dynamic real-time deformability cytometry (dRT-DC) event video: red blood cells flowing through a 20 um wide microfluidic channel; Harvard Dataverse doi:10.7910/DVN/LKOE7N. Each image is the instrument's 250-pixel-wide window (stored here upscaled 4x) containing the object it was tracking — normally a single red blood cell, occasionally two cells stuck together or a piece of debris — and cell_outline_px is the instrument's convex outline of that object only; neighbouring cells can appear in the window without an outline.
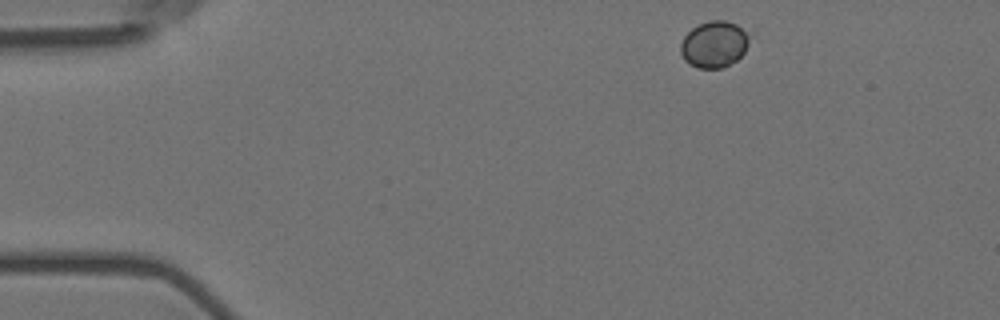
{"species": "Egyptian fruit bat (a non-hibernating species)", "species_latin": "Rousettus aegyptiacus", "temperature_condition": "room temperature", "stored_images_in_passage": 3, "camera_frame_rate_fps": 3000, "um_per_image_px": 0.085, "animal": {"sex": "female"}, "frame": {"image": 1, "passage_image": 1, "time_ms": 0.0, "image_size_px": [1000, 320], "cell_outline_px": [[756, 36], [744, 52], [736, 60], [724, 68], [700, 68], [688, 64], [684, 60], [680, 52], [680, 44], [684, 36], [692, 28], [708, 20], [724, 20], [736, 24]], "centroid_in_image_um": [60.76, 3.75], "position_along_channel_um": 24.2, "area_um2": 19.19}}